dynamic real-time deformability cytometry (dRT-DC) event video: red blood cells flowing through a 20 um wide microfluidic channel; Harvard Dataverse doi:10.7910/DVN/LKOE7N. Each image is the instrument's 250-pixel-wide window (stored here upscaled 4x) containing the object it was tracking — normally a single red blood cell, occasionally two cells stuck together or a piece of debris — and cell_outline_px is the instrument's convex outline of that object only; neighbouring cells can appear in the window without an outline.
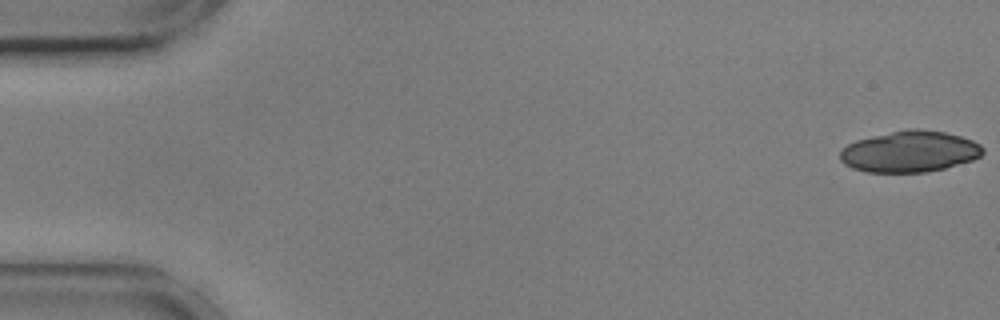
{"species": "common noctule bat (a hibernating species)", "species_latin": "Nyctalus noctula", "temperature_condition": "cold", "stored_images_in_passage": 56, "camera_frame_rate_fps": 3000, "um_per_image_px": 0.085, "animal": {"sex": "male", "body_mass_g": 17.9, "forearm_length_mm": 54.2}, "frame": {"image": 1, "passage_image": 1, "time_ms": 0.0, "image_size_px": [1000, 320], "cell_outline_px": [[984, 152], [980, 156], [972, 160], [944, 168], [924, 172], [868, 172], [852, 168], [844, 164], [840, 160], [840, 152], [848, 144], [856, 140], [892, 132], [912, 128], [916, 128], [944, 132], [960, 136], [972, 140], [980, 144], [984, 148]], "centroid_in_image_um": [77.33, 12.88], "position_along_channel_um": 7.7, "area_um2": 34.04}}